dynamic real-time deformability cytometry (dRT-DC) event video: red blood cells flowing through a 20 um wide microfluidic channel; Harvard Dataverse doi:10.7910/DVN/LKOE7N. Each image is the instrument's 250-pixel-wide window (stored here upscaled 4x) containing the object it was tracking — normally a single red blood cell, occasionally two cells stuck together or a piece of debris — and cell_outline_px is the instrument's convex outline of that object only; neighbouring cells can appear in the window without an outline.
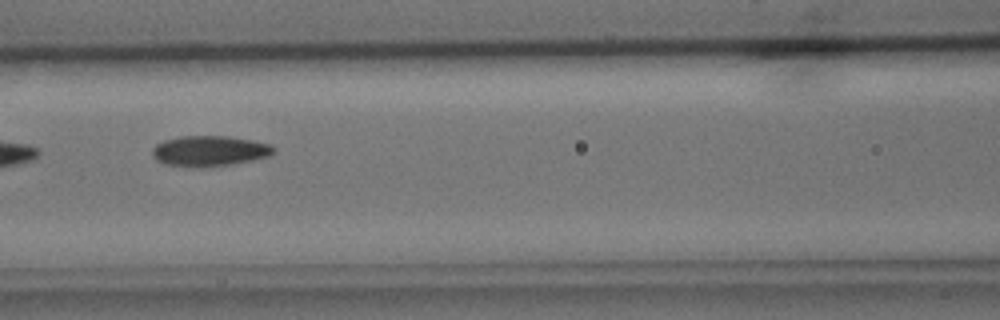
{"species": "common noctule bat (a hibernating species)", "species_latin": "Nyctalus noctula", "temperature_condition": "cold", "stored_images_in_passage": 8, "camera_frame_rate_fps": 3000, "um_per_image_px": 0.085, "animal": {"sex": "male", "body_mass_g": 15.6}, "frame": {"image": 1, "passage_image": 7, "time_ms": 7.333, "image_size_px": [1000, 320], "cell_outline_px": [[276, 148], [268, 156], [252, 160], [232, 164], [204, 168], [200, 168], [164, 164], [156, 160], [152, 156], [152, 148], [156, 144], [164, 140], [180, 136], [228, 136], [252, 140], [272, 144]], "centroid_in_image_um": [17.78, 12.83], "position_along_channel_um": 148.8, "area_um2": 21.79}}
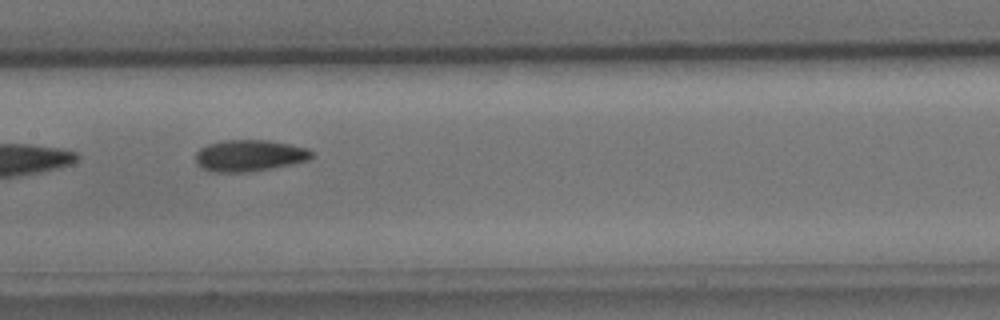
{"frame": {"image": 2, "passage_image": 8, "time_ms": 8.333, "image_size_px": [1000, 320], "cell_outline_px": [[312, 156], [308, 160], [292, 164], [272, 168], [248, 172], [212, 172], [200, 168], [196, 164], [196, 152], [200, 148], [208, 144], [224, 140], [268, 140], [308, 148], [312, 152]], "centroid_in_image_um": [21.17, 13.23], "position_along_channel_um": 186.2, "area_um2": 21.39}}